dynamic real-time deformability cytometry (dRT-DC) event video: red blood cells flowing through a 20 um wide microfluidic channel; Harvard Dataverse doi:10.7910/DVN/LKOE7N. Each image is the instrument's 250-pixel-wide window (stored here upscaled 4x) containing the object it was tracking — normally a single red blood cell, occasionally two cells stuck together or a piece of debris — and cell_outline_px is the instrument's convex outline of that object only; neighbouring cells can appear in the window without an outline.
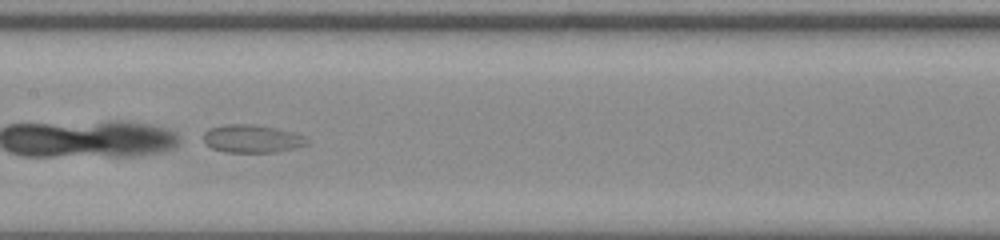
{"species": "common noctule bat (a hibernating species)", "species_latin": "Nyctalus noctula", "temperature_condition": "room temperature", "stored_images_in_passage": 34, "camera_frame_rate_fps": 3000, "um_per_image_px": 0.085, "animal": {"sex": "male", "body_mass_g": 20.0, "forearm_length_mm": 53.3}, "frame": {"image": 1, "passage_image": 15, "time_ms": 4.667, "image_size_px": [1000, 240], "cell_outline_px": [[308, 144], [292, 148], [272, 152], [228, 152], [212, 148], [204, 144], [204, 132], [208, 128], [224, 124], [256, 124], [276, 128], [292, 132], [304, 136], [308, 140]], "centroid_in_image_um": [21.37, 11.77], "position_along_channel_um": 186.0, "area_um2": 16.82}}